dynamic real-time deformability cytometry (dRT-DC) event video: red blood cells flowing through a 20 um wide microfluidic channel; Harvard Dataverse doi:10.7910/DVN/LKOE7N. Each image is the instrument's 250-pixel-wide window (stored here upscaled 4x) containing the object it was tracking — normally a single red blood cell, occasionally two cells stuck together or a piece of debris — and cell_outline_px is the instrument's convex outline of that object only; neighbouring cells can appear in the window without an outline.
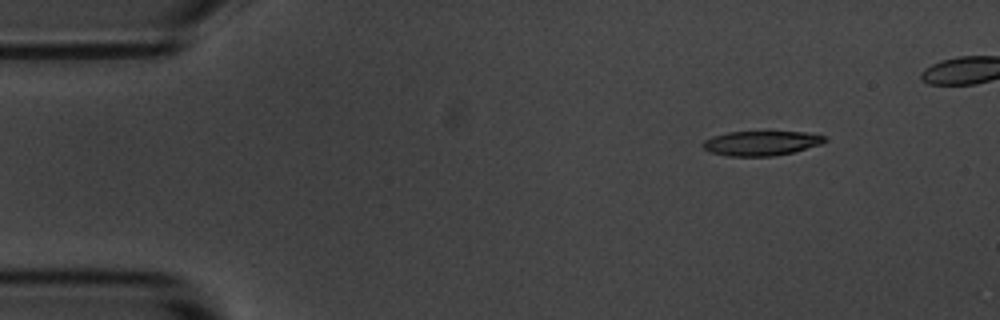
{"species": "common noctule bat (a hibernating species)", "species_latin": "Nyctalus noctula", "temperature_condition": "room temperature", "stored_images_in_passage": 6, "camera_frame_rate_fps": 3000, "um_per_image_px": 0.085, "animal": {"sex": "male", "body_mass_g": 20.1, "forearm_length_mm": 53.5}, "frame": {"image": 1, "passage_image": 2, "time_ms": 1.333, "image_size_px": [1000, 320], "cell_outline_px": [[828, 140], [820, 144], [792, 152], [772, 156], [728, 156], [708, 152], [704, 148], [704, 140], [712, 136], [728, 132], [804, 132], [824, 136]], "centroid_in_image_um": [64.67, 12.17], "position_along_channel_um": 20.3, "area_um2": 17.28}}